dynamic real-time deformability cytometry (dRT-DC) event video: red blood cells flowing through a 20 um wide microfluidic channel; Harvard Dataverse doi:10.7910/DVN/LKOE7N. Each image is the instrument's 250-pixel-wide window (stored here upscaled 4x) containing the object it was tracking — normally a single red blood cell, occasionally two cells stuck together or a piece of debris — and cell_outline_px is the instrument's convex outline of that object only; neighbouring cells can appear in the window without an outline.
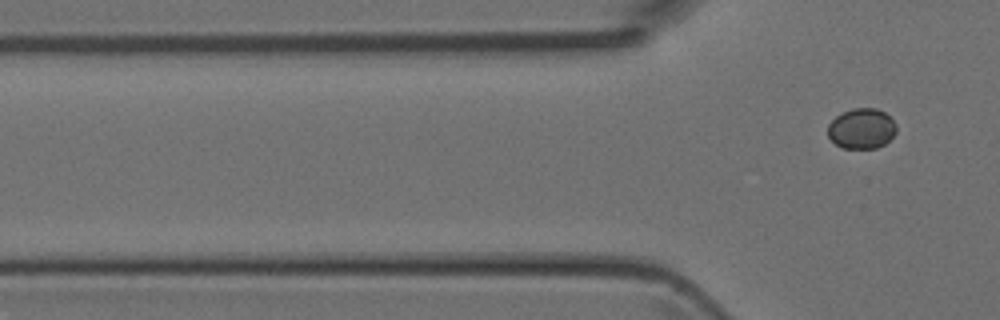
{"species": "Egyptian fruit bat (a non-hibernating species)", "species_latin": "Rousettus aegyptiacus", "temperature_condition": "room temperature", "stored_images_in_passage": 8, "segment_of_instrument_passage": [2, 2], "camera_frame_rate_fps": 3000, "um_per_image_px": 0.085, "animal": {"sex": "female"}, "frame": {"image": 1, "passage_image": 8, "time_ms": 2.333, "image_size_px": [1000, 320], "cell_outline_px": [[896, 132], [884, 144], [876, 148], [844, 148], [836, 144], [828, 136], [828, 124], [836, 116], [852, 108], [876, 108], [884, 112], [896, 124]], "centroid_in_image_um": [73.23, 10.92], "position_along_channel_um": 52.6, "area_um2": 15.95}}